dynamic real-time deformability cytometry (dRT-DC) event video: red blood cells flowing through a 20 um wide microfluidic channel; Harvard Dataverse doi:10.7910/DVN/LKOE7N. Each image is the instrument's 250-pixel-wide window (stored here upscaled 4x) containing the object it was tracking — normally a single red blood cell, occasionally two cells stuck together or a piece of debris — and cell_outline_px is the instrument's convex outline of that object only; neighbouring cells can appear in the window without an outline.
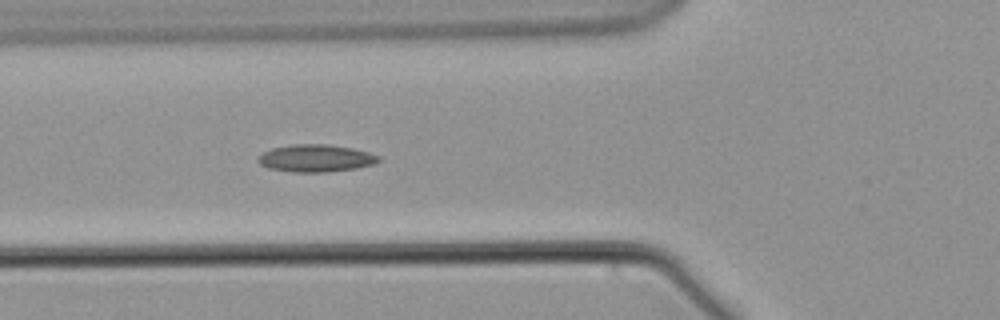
{"species": "common noctule bat (a hibernating species)", "species_latin": "Nyctalus noctula", "temperature_condition": "warm", "stored_images_in_passage": 22, "camera_frame_rate_fps": 3000, "um_per_image_px": 0.085, "animal": {"sex": "male", "body_mass_g": 21.5, "forearm_length_mm": 52.0}, "frame": {"image": 1, "passage_image": 10, "time_ms": 3.0, "image_size_px": [1000, 320], "cell_outline_px": [[380, 160], [376, 164], [356, 168], [328, 172], [292, 172], [268, 168], [260, 164], [256, 160], [264, 152], [272, 148], [292, 144], [328, 144], [352, 148], [368, 152], [380, 156]], "centroid_in_image_um": [26.86, 13.45], "position_along_channel_um": 98.9, "area_um2": 19.31}}